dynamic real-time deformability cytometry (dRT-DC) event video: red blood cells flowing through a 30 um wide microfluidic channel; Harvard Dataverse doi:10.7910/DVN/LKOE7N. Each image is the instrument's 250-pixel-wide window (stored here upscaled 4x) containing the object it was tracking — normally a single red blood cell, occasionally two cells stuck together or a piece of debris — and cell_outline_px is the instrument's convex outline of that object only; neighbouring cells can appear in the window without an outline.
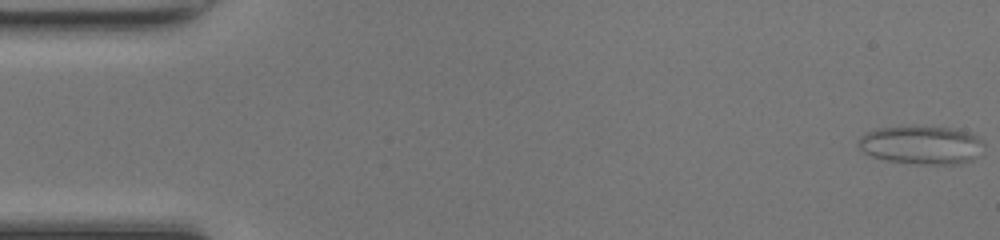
{"species": "common noctule bat (a hibernating species)", "species_latin": "Nyctalus noctula", "temperature_condition": "room temperature", "stored_images_in_passage": 48, "camera_frame_rate_fps": 3000, "um_per_image_px": 0.085, "animal": {"sex": "female", "body_mass_g": 17.0, "forearm_length_mm": 48.0}, "frame": {"image": 1, "passage_image": 1, "time_ms": 0.0, "image_size_px": [1000, 240], "cell_outline_px": [[984, 156], [972, 160], [956, 164], [924, 164], [888, 160], [872, 156], [864, 152], [856, 144], [856, 140], [864, 132], [876, 128], [908, 124], [956, 128], [968, 132], [984, 140]], "centroid_in_image_um": [78.35, 12.28], "position_along_channel_um": 6.6, "area_um2": 29.25}}
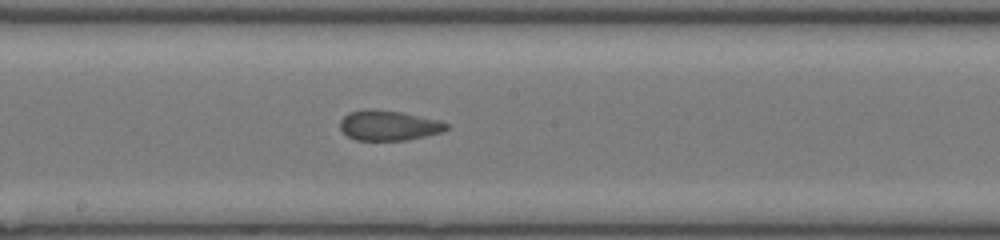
{"frame": {"image": 2, "passage_image": 26, "time_ms": 8.333, "image_size_px": [1000, 240], "cell_outline_px": [[448, 128], [440, 132], [408, 140], [356, 140], [348, 136], [340, 128], [340, 120], [348, 112], [368, 108], [372, 108], [400, 112], [440, 120], [448, 124]], "centroid_in_image_um": [33.01, 10.65], "position_along_channel_um": 215.2, "area_um2": 18.61}}
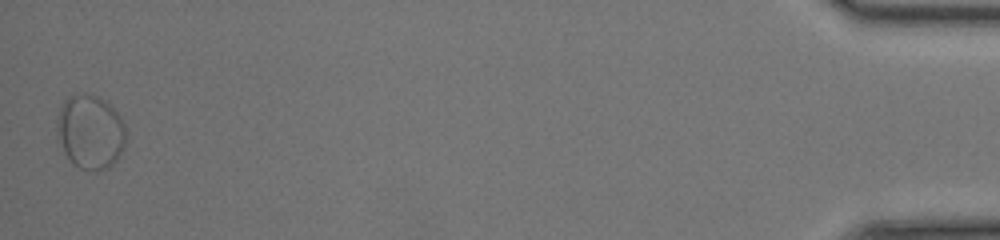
{"frame": {"image": 3, "passage_image": 48, "time_ms": 15.667, "image_size_px": [1000, 240], "cell_outline_px": [[124, 144], [120, 156], [108, 168], [96, 172], [92, 172], [80, 168], [72, 164], [64, 152], [56, 136], [56, 120], [60, 108], [64, 100], [68, 96], [84, 92], [96, 96], [104, 100], [120, 116], [124, 124]], "centroid_in_image_um": [7.63, 11.22], "position_along_channel_um": 427.6, "area_um2": 30.11}, "authors_computed_cell_mechanics": {"area_um2": 19.3341, "velocity_mm_per_s": 4.2826, "shape_relaxation_time_tau1_ms": null, "shape_relaxation_time_tau2_ms": 1.3236, "deformation_change_tau1": null, "deformation_change_tau2": 0.0879}}